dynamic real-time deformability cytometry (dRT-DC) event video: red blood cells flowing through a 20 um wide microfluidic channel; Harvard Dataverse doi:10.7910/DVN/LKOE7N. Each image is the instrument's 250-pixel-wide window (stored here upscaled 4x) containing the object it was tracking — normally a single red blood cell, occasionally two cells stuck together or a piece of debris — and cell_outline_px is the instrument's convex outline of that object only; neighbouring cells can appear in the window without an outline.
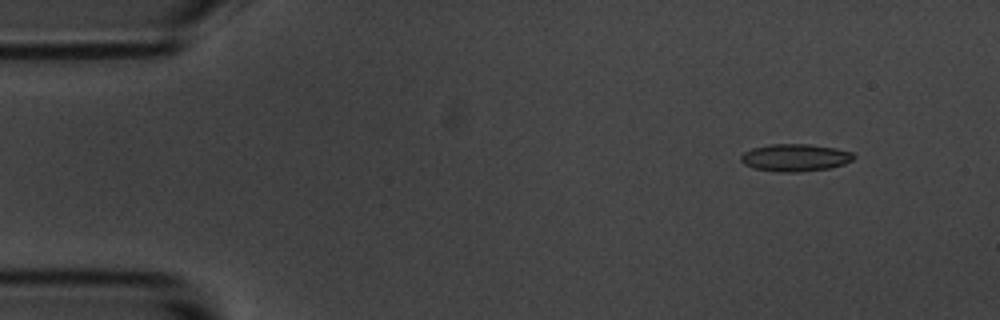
{"species": "common noctule bat (a hibernating species)", "species_latin": "Nyctalus noctula", "temperature_condition": "room temperature", "stored_images_in_passage": 5, "camera_frame_rate_fps": 3000, "um_per_image_px": 0.085, "animal": {"sex": "male", "body_mass_g": 20.1, "forearm_length_mm": 53.5}, "frame": {"image": 1, "passage_image": 2, "time_ms": 1.333, "image_size_px": [1000, 320], "cell_outline_px": [[856, 156], [852, 160], [844, 164], [828, 168], [800, 172], [776, 172], [752, 168], [744, 164], [740, 160], [740, 156], [744, 152], [752, 148], [772, 144], [808, 144], [836, 148], [852, 152]], "centroid_in_image_um": [67.57, 13.4], "position_along_channel_um": 17.4, "area_um2": 18.09}}
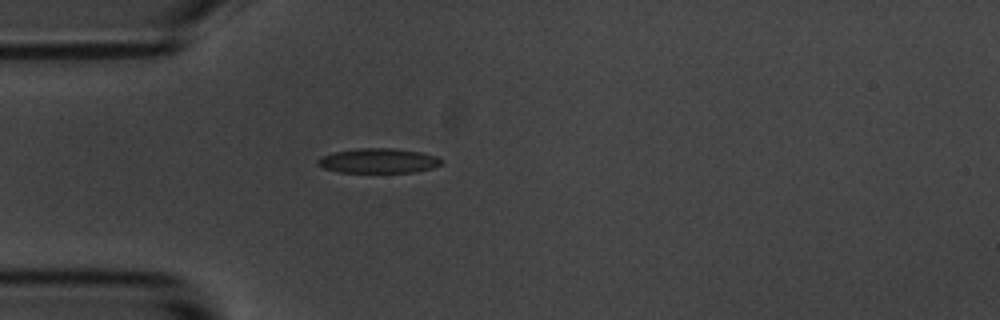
{"frame": {"image": 2, "passage_image": 5, "time_ms": 4.667, "image_size_px": [1000, 320], "cell_outline_px": [[444, 160], [440, 164], [432, 168], [416, 172], [340, 172], [324, 168], [316, 164], [316, 160], [320, 156], [332, 152], [360, 148], [392, 148], [420, 152], [436, 156]], "centroid_in_image_um": [32.13, 13.66], "position_along_channel_um": 52.9, "area_um2": 17.86}}